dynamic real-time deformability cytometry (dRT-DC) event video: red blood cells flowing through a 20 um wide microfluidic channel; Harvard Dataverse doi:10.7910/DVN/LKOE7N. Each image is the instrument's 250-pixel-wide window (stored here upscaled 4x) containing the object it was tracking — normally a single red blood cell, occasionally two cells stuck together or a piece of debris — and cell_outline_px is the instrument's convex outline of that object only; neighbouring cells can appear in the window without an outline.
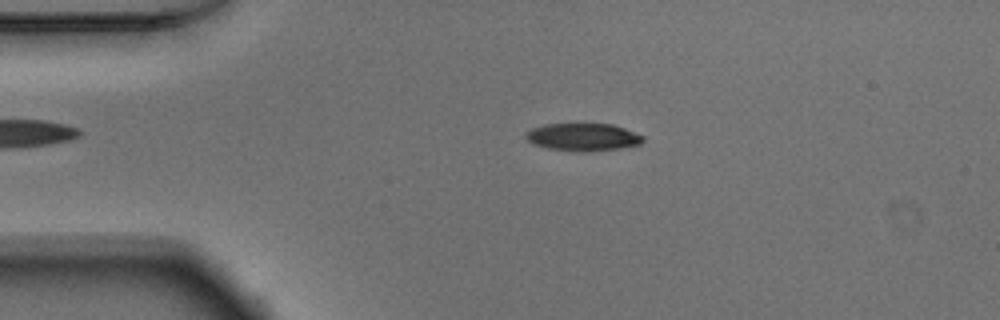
{"species": "Egyptian fruit bat (a non-hibernating species)", "species_latin": "Rousettus aegyptiacus", "temperature_condition": "warm", "stored_images_in_passage": 50, "camera_frame_rate_fps": 3000, "um_per_image_px": 0.085, "animal": {"sex": "male"}, "frame": {"image": 1, "passage_image": 9, "time_ms": 2.667, "image_size_px": [1000, 320], "cell_outline_px": [[644, 140], [640, 144], [620, 148], [584, 152], [548, 148], [536, 144], [528, 140], [524, 136], [524, 132], [532, 128], [544, 124], [612, 124], [624, 128], [644, 136]], "centroid_in_image_um": [49.55, 11.64], "position_along_channel_um": 35.4, "area_um2": 18.73}}
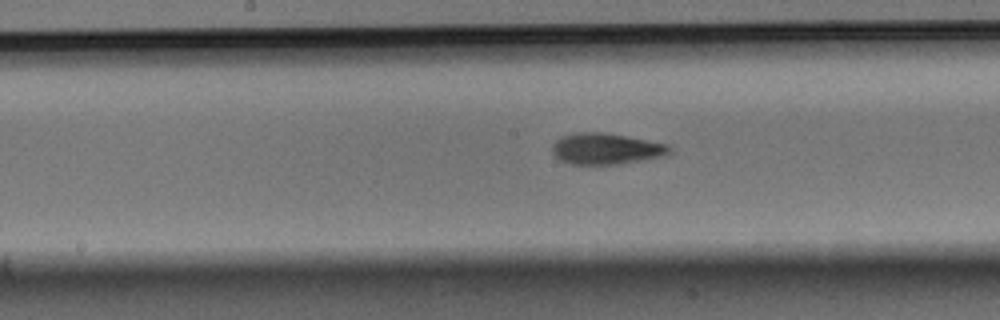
{"frame": {"image": 2, "passage_image": 24, "time_ms": 7.667, "image_size_px": [1000, 320], "cell_outline_px": [[672, 148], [664, 156], [644, 160], [620, 164], [572, 164], [560, 160], [552, 152], [552, 144], [560, 136], [576, 132], [604, 132], [668, 144]], "centroid_in_image_um": [51.49, 12.64], "position_along_channel_um": 196.7, "area_um2": 21.33}}
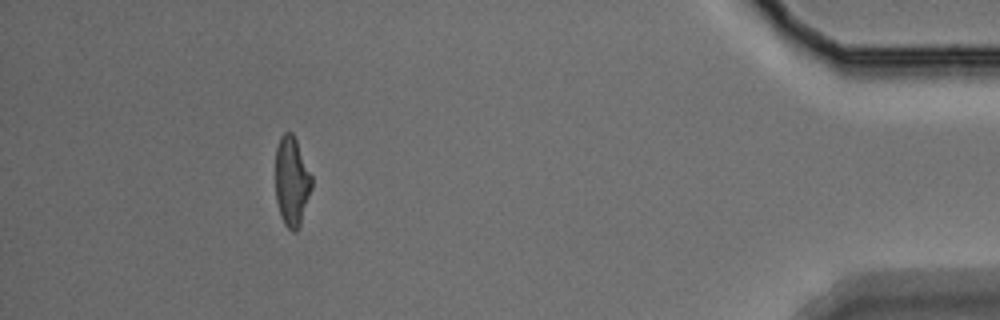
{"frame": {"image": 3, "passage_image": 45, "time_ms": 14.667, "image_size_px": [1000, 320], "cell_outline_px": [[312, 188], [300, 224], [296, 232], [292, 232], [284, 224], [280, 216], [276, 200], [276, 148], [280, 136], [284, 132], [292, 132], [296, 140], [312, 176]], "centroid_in_image_um": [24.79, 15.42], "position_along_channel_um": 410.4, "area_um2": 18.9}, "authors_computed_cell_mechanics": {"area_um2": 19.8832, "velocity_mm_per_s": 3.8971, "shape_relaxation_time_tau1_ms": 4.8222, "shape_relaxation_time_tau2_ms": 2.2192, "deformation_change_tau1": 0.1682, "deformation_change_tau2": 0.0866}}